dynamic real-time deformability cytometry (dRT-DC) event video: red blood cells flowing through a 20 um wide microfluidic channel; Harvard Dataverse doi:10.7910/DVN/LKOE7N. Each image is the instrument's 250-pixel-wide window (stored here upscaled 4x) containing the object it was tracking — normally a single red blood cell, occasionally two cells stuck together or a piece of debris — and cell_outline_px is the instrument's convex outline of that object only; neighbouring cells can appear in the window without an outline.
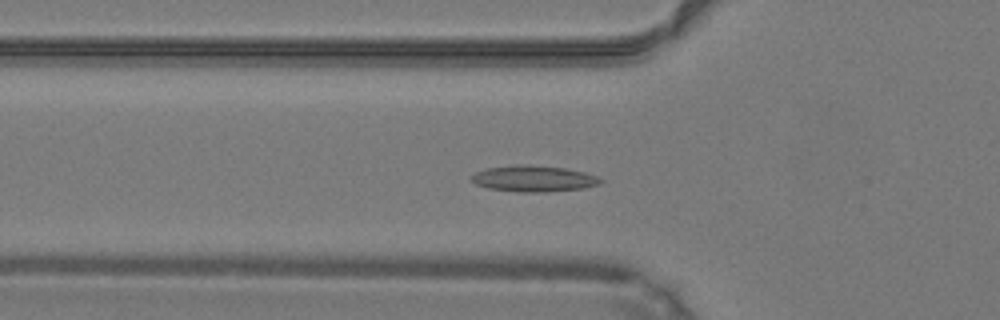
{"species": "common noctule bat (a hibernating species)", "species_latin": "Nyctalus noctula", "temperature_condition": "warm", "stored_images_in_passage": 30, "camera_frame_rate_fps": 3000, "um_per_image_px": 0.085, "animal": {"sex": "male", "body_mass_g": 19.2, "forearm_length_mm": 51.8}, "frame": {"image": 1, "passage_image": 3, "time_ms": 0.667, "image_size_px": [1000, 320], "cell_outline_px": [[604, 180], [600, 184], [584, 188], [548, 192], [516, 192], [488, 188], [476, 184], [472, 180], [472, 176], [476, 172], [488, 168], [516, 164], [524, 164], [564, 168], [584, 172], [596, 176]], "centroid_in_image_um": [45.38, 15.19], "position_along_channel_um": 80.4, "area_um2": 19.65}}
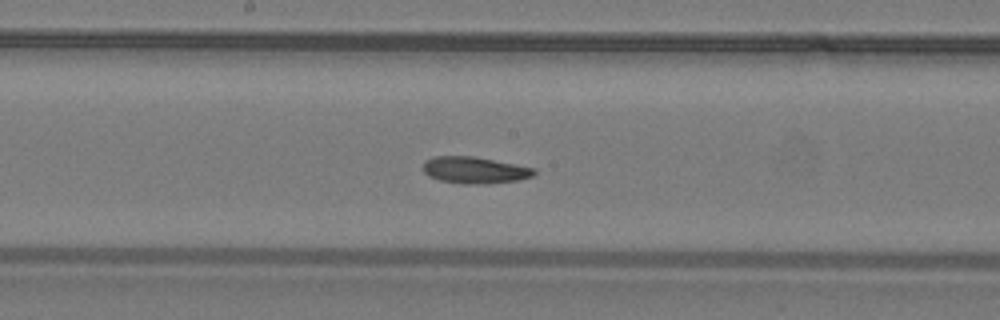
{"frame": {"image": 2, "passage_image": 12, "time_ms": 3.667, "image_size_px": [1000, 320], "cell_outline_px": [[536, 172], [532, 176], [520, 180], [488, 184], [464, 184], [440, 180], [428, 176], [424, 172], [424, 164], [428, 160], [436, 156], [472, 156], [516, 164], [536, 168]], "centroid_in_image_um": [40.4, 14.47], "position_along_channel_um": 207.8, "area_um2": 17.22}}
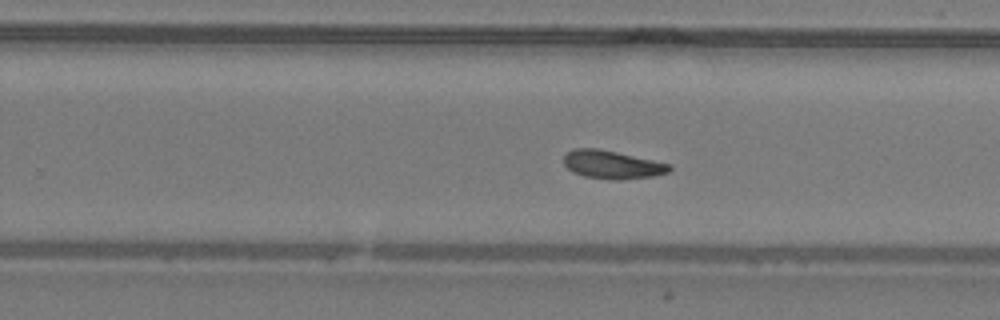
{"frame": {"image": 3, "passage_image": 17, "time_ms": 5.333, "image_size_px": [1000, 320], "cell_outline_px": [[672, 168], [668, 172], [652, 176], [620, 180], [612, 180], [584, 176], [572, 172], [564, 164], [564, 156], [572, 148], [596, 148], [616, 152], [672, 164]], "centroid_in_image_um": [52.03, 13.99], "position_along_channel_um": 277.8, "area_um2": 17.34}, "authors_computed_cell_mechanics": {"area_um2": 16.7331, "velocity_mm_per_s": 4.2301, "shape_relaxation_time_tau1_ms": null, "shape_relaxation_time_tau2_ms": 6.2909, "deformation_change_tau1": null, "deformation_change_tau2": 0.1186}}